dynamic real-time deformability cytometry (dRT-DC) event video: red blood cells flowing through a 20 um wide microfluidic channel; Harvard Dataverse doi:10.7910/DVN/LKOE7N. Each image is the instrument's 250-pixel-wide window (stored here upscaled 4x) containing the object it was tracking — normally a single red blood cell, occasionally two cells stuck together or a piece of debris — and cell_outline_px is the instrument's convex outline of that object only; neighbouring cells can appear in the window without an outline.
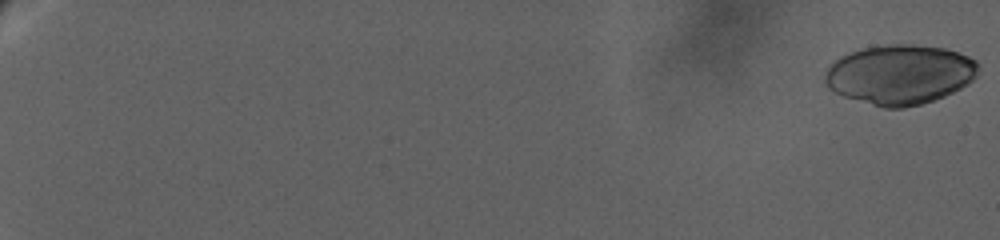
{"species": "human", "species_latin": "Homo sapiens", "temperature_condition": "warm", "stored_images_in_passage": 44, "camera_frame_rate_fps": 3000, "um_per_image_px": 0.085, "donor": {"sex": "female"}, "frame": {"image": 1, "passage_image": 1, "time_ms": 0.0, "image_size_px": [1000, 240], "cell_outline_px": [[980, 72], [968, 84], [944, 96], [920, 104], [904, 108], [884, 108], [844, 96], [828, 88], [824, 84], [824, 72], [828, 64], [840, 56], [848, 52], [860, 48], [884, 44], [912, 44], [944, 48], [968, 56], [976, 60], [980, 68]], "centroid_in_image_um": [76.46, 6.31], "position_along_channel_um": 8.5, "area_um2": 53.81}}
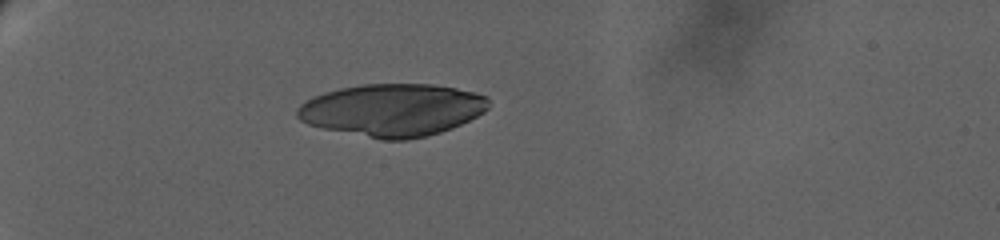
{"frame": {"image": 2, "passage_image": 24, "time_ms": 9.333, "image_size_px": [1000, 240], "cell_outline_px": [[488, 108], [484, 112], [452, 128], [428, 136], [408, 140], [384, 140], [324, 128], [308, 124], [300, 120], [296, 116], [296, 108], [300, 104], [312, 96], [324, 92], [340, 88], [364, 84], [432, 84], [456, 88], [476, 92], [488, 96]], "centroid_in_image_um": [33.35, 9.34], "position_along_channel_um": 51.7, "area_um2": 58.61}}